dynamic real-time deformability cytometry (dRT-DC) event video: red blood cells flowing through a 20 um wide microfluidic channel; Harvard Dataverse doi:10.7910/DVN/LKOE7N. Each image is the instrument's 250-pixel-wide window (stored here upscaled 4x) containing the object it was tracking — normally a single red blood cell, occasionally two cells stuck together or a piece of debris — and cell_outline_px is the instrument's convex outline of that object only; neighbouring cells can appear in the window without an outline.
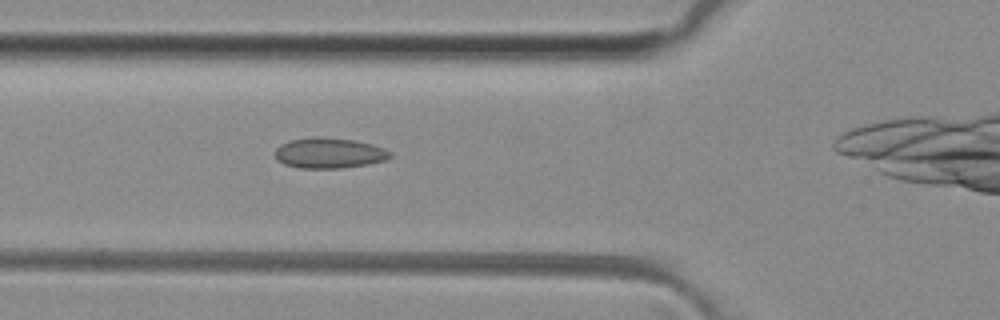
{"species": "common noctule bat (a hibernating species)", "species_latin": "Nyctalus noctula", "temperature_condition": "room temperature", "stored_images_in_passage": 17, "camera_frame_rate_fps": 3000, "um_per_image_px": 0.085, "animal": {"sex": "female", "body_mass_g": 29.2, "forearm_length_mm": 56.3}, "frame": {"image": 1, "passage_image": 10, "time_ms": 3.0, "image_size_px": [1000, 320], "cell_outline_px": [[392, 156], [384, 160], [368, 164], [340, 168], [300, 168], [284, 164], [276, 160], [276, 148], [280, 144], [292, 140], [312, 136], [320, 136], [352, 140], [372, 144], [384, 148], [392, 152]], "centroid_in_image_um": [27.97, 13.0], "position_along_channel_um": 97.8, "area_um2": 20.46}}
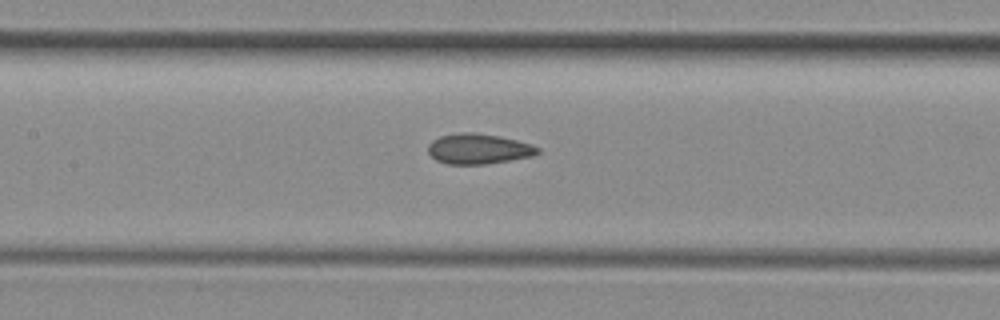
{"frame": {"image": 2, "passage_image": 15, "time_ms": 4.667, "image_size_px": [1000, 320], "cell_outline_px": [[540, 152], [532, 156], [484, 164], [448, 164], [436, 160], [428, 152], [428, 144], [432, 140], [440, 136], [460, 132], [472, 132], [500, 136], [532, 144], [540, 148]], "centroid_in_image_um": [40.66, 12.64], "position_along_channel_um": 166.7, "area_um2": 19.31}}